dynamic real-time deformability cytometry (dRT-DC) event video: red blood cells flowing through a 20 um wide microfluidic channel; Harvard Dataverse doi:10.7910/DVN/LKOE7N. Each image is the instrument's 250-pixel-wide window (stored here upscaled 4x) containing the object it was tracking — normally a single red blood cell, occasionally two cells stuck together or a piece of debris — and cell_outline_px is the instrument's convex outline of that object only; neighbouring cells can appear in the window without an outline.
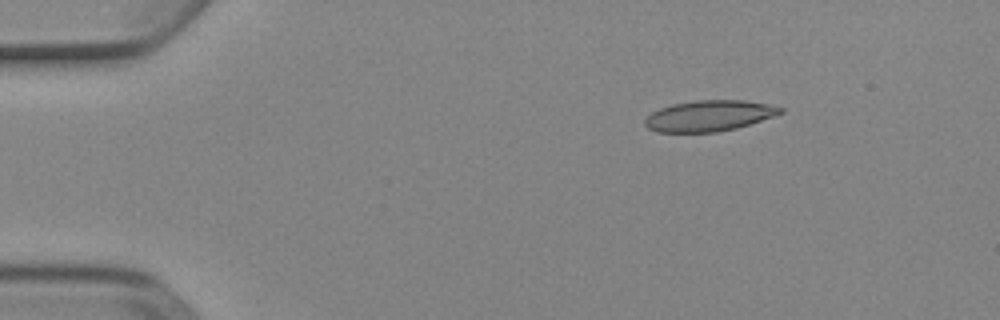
{"species": "Egyptian fruit bat (a non-hibernating species)", "species_latin": "Rousettus aegyptiacus", "temperature_condition": "cold", "stored_images_in_passage": 4, "camera_frame_rate_fps": 3000, "um_per_image_px": 0.085, "animal": {"sex": "female"}, "frame": {"image": 1, "passage_image": 2, "time_ms": 0.333, "image_size_px": [1000, 320], "cell_outline_px": [[784, 112], [736, 128], [716, 132], [656, 132], [648, 128], [644, 124], [644, 120], [652, 112], [660, 108], [672, 104], [696, 100], [744, 100], [768, 104], [784, 108]], "centroid_in_image_um": [60.25, 9.84], "position_along_channel_um": 24.8, "area_um2": 24.22}}